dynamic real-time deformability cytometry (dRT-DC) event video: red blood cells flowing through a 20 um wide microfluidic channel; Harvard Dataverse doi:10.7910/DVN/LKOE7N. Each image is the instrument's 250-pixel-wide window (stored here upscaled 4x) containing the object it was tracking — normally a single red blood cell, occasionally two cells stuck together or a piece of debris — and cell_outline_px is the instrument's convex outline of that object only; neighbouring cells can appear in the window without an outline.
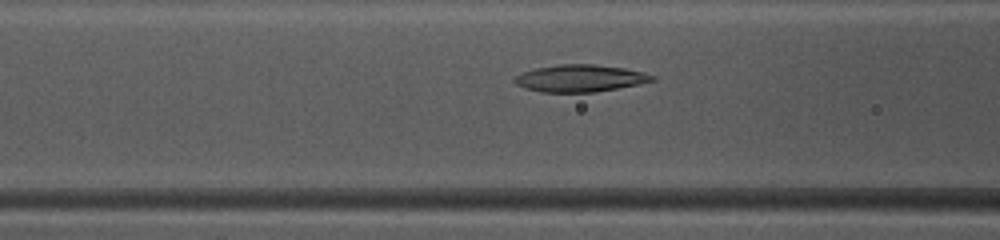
{"species": "common noctule bat (a hibernating species)", "species_latin": "Nyctalus noctula", "temperature_condition": "warm", "stored_images_in_passage": 44, "camera_frame_rate_fps": 3000, "um_per_image_px": 0.085, "animal": {"sex": "female", "body_mass_g": 10.0, "forearm_length_mm": 53.1}, "frame": {"image": 1, "passage_image": 20, "time_ms": 6.333, "image_size_px": [1000, 240], "cell_outline_px": [[656, 80], [616, 88], [592, 92], [540, 92], [524, 88], [516, 84], [512, 80], [516, 76], [524, 72], [536, 68], [560, 64], [592, 64], [624, 68], [656, 76]], "centroid_in_image_um": [49.26, 6.65], "position_along_channel_um": 117.3, "area_um2": 21.44}}
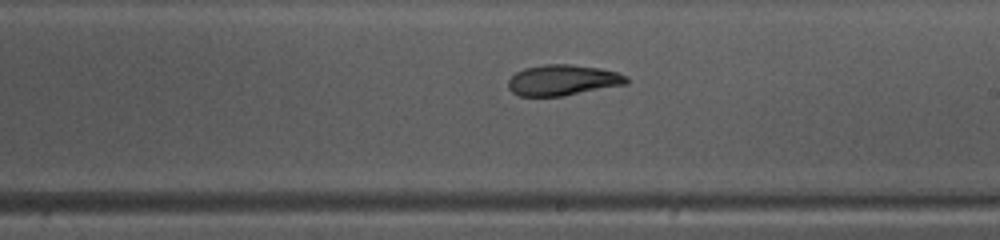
{"frame": {"image": 2, "passage_image": 29, "time_ms": 9.333, "image_size_px": [1000, 240], "cell_outline_px": [[628, 84], [564, 96], [520, 96], [512, 92], [508, 88], [508, 80], [516, 72], [524, 68], [544, 64], [572, 64], [600, 68], [616, 72], [628, 76]], "centroid_in_image_um": [47.85, 6.81], "position_along_channel_um": 241.2, "area_um2": 21.39}}
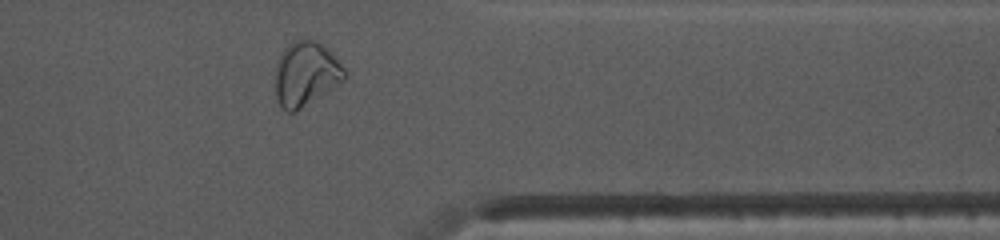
{"frame": {"image": 3, "passage_image": 40, "time_ms": 13.0, "image_size_px": [1000, 240], "cell_outline_px": [[348, 76], [344, 80], [296, 112], [288, 112], [280, 108], [276, 96], [276, 64], [280, 52], [284, 48], [296, 40], [316, 40], [328, 48], [336, 56], [344, 68]], "centroid_in_image_um": [26.0, 6.28], "position_along_channel_um": 385.4, "area_um2": 26.13}, "authors_computed_cell_mechanics": {"area_um2": 22.253, "velocity_mm_per_s": 4.1215, "shape_relaxation_time_tau1_ms": null, "shape_relaxation_time_tau2_ms": 2.9577, "deformation_change_tau1": null, "deformation_change_tau2": 0.084}}